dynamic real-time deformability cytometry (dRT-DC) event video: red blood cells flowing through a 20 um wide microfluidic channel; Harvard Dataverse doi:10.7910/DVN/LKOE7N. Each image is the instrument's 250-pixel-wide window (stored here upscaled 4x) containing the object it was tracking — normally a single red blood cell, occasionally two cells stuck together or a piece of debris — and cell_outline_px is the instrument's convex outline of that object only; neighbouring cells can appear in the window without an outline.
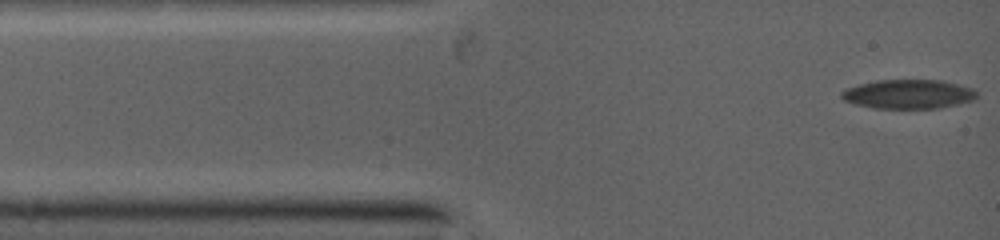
{"species": "common noctule bat (a hibernating species)", "species_latin": "Nyctalus noctula", "temperature_condition": "warm", "stored_images_in_passage": 5, "camera_frame_rate_fps": 5000, "um_per_image_px": 0.085, "animal": {"sex": "female", "body_mass_g": 19.0, "forearm_length_mm": 53.3}, "frame": {"image": 1, "passage_image": 1, "time_ms": 0.0, "image_size_px": [1000, 240], "cell_outline_px": [[976, 100], [936, 108], [876, 108], [856, 104], [844, 100], [840, 96], [840, 92], [844, 88], [876, 80], [944, 80], [972, 88], [976, 92]], "centroid_in_image_um": [77.2, 7.99], "position_along_channel_um": 7.8, "area_um2": 22.95}}